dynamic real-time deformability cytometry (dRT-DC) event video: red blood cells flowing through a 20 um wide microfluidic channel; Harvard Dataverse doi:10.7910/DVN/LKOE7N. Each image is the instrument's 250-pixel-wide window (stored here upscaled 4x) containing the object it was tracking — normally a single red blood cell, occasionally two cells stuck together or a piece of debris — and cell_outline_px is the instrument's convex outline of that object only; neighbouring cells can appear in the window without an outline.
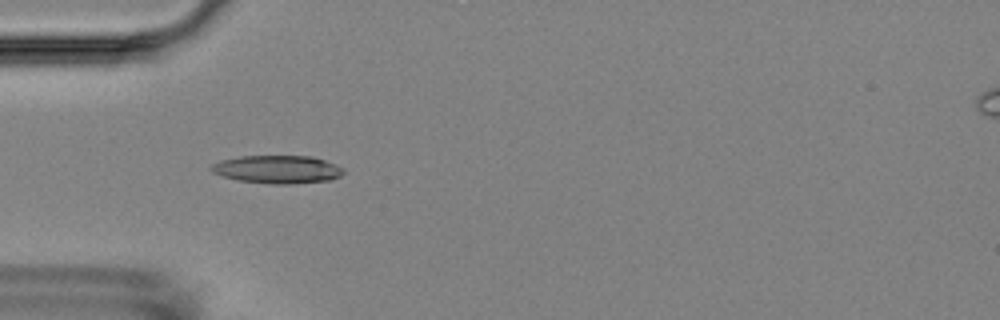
{"species": "Egyptian fruit bat (a non-hibernating species)", "species_latin": "Rousettus aegyptiacus", "temperature_condition": "room temperature", "stored_images_in_passage": 13, "camera_frame_rate_fps": 3000, "um_per_image_px": 0.085, "animal": {"sex": "female"}, "frame": {"image": 1, "passage_image": 5, "time_ms": 5.333, "image_size_px": [1000, 320], "cell_outline_px": [[344, 172], [340, 176], [332, 180], [292, 184], [272, 184], [236, 180], [212, 172], [208, 168], [212, 164], [220, 160], [240, 156], [312, 156], [324, 160], [344, 168]], "centroid_in_image_um": [23.57, 14.4], "position_along_channel_um": 61.4, "area_um2": 21.73}}
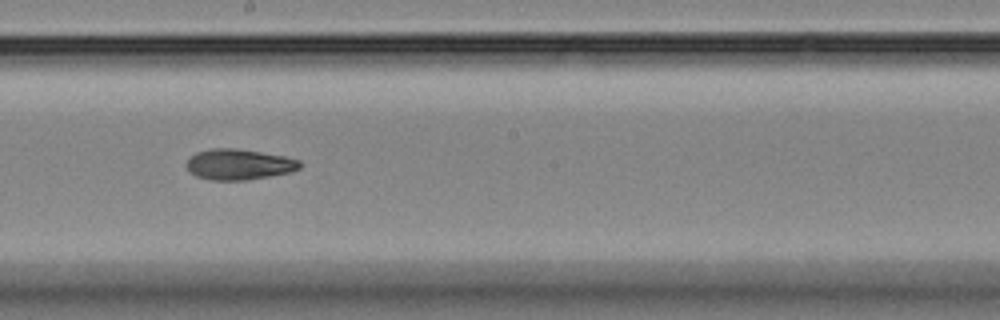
{"frame": {"image": 2, "passage_image": 9, "time_ms": 10.0, "image_size_px": [1000, 320], "cell_outline_px": [[300, 168], [292, 172], [248, 180], [208, 180], [196, 176], [184, 164], [188, 156], [196, 152], [212, 148], [236, 148], [284, 156], [300, 160]], "centroid_in_image_um": [20.28, 13.97], "position_along_channel_um": 227.9, "area_um2": 20.46}}
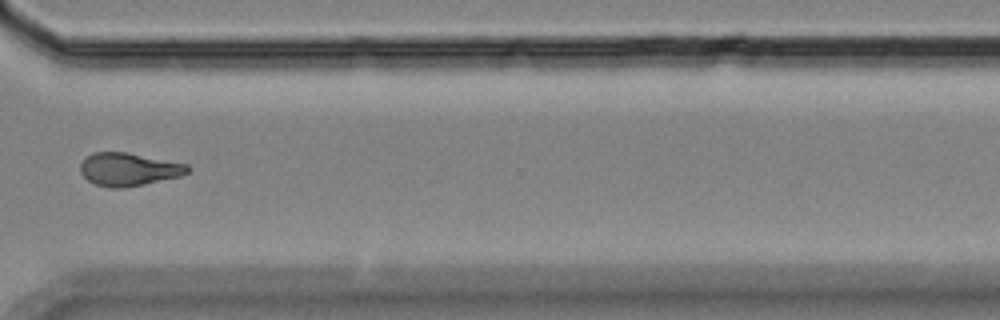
{"frame": {"image": 3, "passage_image": 12, "time_ms": 13.667, "image_size_px": [1000, 320], "cell_outline_px": [[188, 172], [180, 176], [144, 184], [124, 188], [108, 188], [96, 184], [88, 180], [80, 172], [80, 164], [92, 152], [124, 152], [188, 164]], "centroid_in_image_um": [10.91, 14.4], "position_along_channel_um": 359.7, "area_um2": 20.4}, "authors_computed_cell_mechanics": {"area_um2": 20.5768, "velocity_mm_per_s": 3.6045, "shape_relaxation_time_tau1_ms": 3.1935, "shape_relaxation_time_tau2_ms": 2.9087, "deformation_change_tau1": 0.1283, "deformation_change_tau2": 0.0967}}